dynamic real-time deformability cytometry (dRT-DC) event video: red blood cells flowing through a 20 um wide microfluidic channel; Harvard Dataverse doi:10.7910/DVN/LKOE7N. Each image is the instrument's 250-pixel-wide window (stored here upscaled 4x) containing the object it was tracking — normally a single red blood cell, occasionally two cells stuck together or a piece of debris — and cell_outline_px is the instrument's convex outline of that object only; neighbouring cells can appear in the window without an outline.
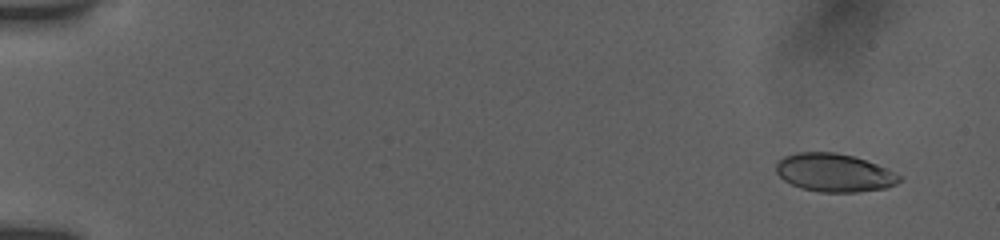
{"species": "human", "species_latin": "Homo sapiens", "temperature_condition": "room temperature", "stored_images_in_passage": 17, "camera_frame_rate_fps": 3000, "um_per_image_px": 0.085, "donor": {"sex": "female"}, "frame": {"image": 1, "passage_image": 1, "time_ms": 0.0, "image_size_px": [1000, 240], "cell_outline_px": [[904, 180], [896, 184], [884, 188], [856, 192], [820, 192], [800, 188], [784, 180], [776, 172], [776, 164], [784, 156], [796, 152], [836, 152], [852, 156], [888, 168], [904, 176]], "centroid_in_image_um": [70.95, 14.68], "position_along_channel_um": 14.1, "area_um2": 27.57}}
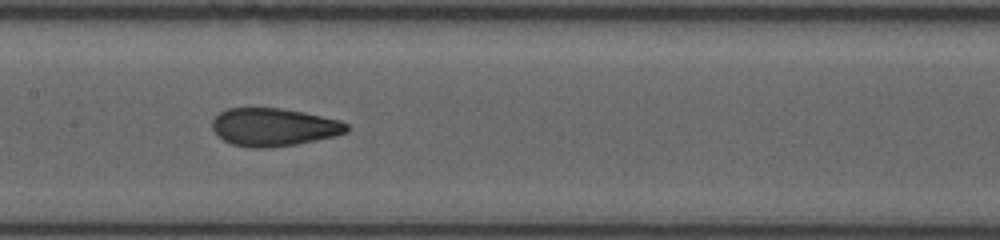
{"frame": {"image": 2, "passage_image": 9, "time_ms": 8.333, "image_size_px": [1000, 240], "cell_outline_px": [[348, 128], [344, 132], [332, 136], [296, 144], [264, 148], [252, 148], [232, 144], [224, 140], [212, 128], [212, 120], [220, 112], [228, 108], [280, 108], [304, 112], [340, 120], [348, 124]], "centroid_in_image_um": [23.24, 10.79], "position_along_channel_um": 184.2, "area_um2": 29.36}}
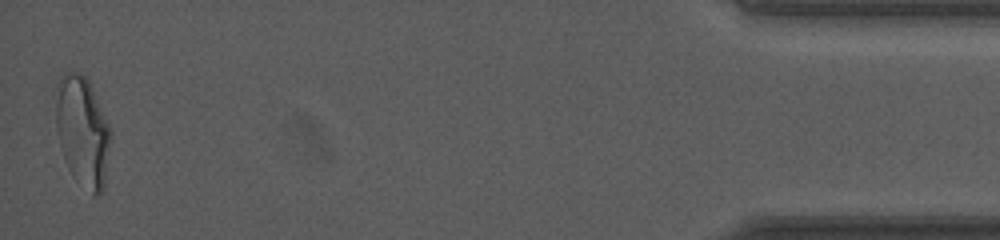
{"frame": {"image": 3, "passage_image": 17, "time_ms": 16.667, "image_size_px": [1000, 240], "cell_outline_px": [[112, 136], [104, 188], [96, 196], [92, 196], [72, 176], [64, 160], [56, 128], [56, 88], [60, 76], [68, 72], [80, 72], [88, 80], [112, 132]], "centroid_in_image_um": [7.02, 11.21], "position_along_channel_um": 428.2, "area_um2": 35.37}, "authors_computed_cell_mechanics": {"area_um2": 29.3624, "velocity_mm_per_s": 3.8849, "shape_relaxation_time_tau1_ms": 7.5465, "shape_relaxation_time_tau2_ms": 1.0343, "deformation_change_tau1": 0.2097, "deformation_change_tau2": 0.0628}}